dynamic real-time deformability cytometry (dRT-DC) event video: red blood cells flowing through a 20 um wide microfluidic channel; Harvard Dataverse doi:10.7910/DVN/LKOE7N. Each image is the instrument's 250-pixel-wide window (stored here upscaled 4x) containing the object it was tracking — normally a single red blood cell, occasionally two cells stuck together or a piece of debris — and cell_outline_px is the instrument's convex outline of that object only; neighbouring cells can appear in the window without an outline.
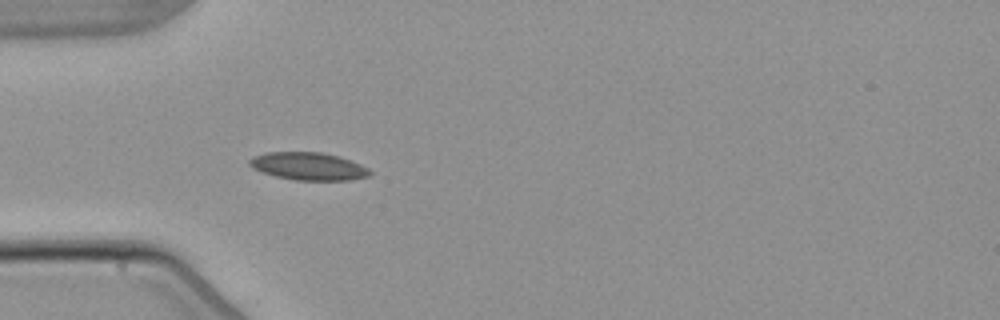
{"species": "common noctule bat (a hibernating species)", "species_latin": "Nyctalus noctula", "temperature_condition": "warm", "stored_images_in_passage": 4, "camera_frame_rate_fps": 3000, "um_per_image_px": 0.085, "animal": {"sex": "male", "body_mass_g": 21.5, "forearm_length_mm": 52.0}, "frame": {"image": 1, "passage_image": 4, "time_ms": 3.667, "image_size_px": [1000, 320], "cell_outline_px": [[372, 172], [368, 176], [352, 180], [296, 180], [276, 176], [252, 168], [248, 164], [248, 160], [252, 156], [264, 152], [320, 152], [340, 156], [360, 164], [368, 168]], "centroid_in_image_um": [26.2, 14.12], "position_along_channel_um": 58.8, "area_um2": 19.48}}